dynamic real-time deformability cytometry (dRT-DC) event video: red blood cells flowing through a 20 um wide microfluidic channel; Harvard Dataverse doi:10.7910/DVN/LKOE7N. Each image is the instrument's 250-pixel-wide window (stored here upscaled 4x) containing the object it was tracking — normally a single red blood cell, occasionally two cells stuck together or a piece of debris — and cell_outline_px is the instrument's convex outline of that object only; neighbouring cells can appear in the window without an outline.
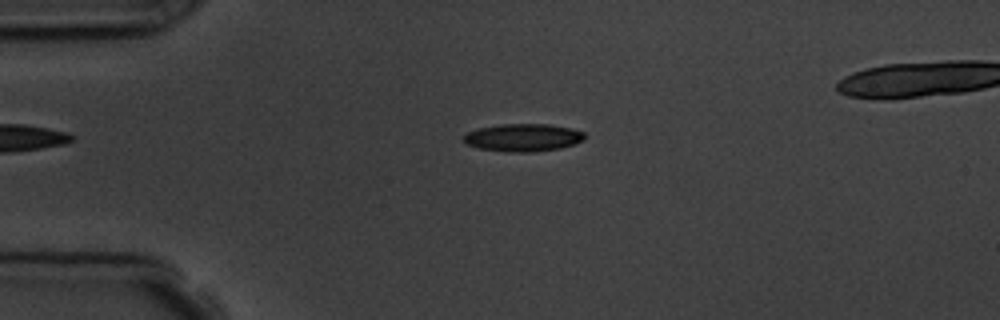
{"species": "common noctule bat (a hibernating species)", "species_latin": "Nyctalus noctula", "temperature_condition": "room temperature", "stored_images_in_passage": 5, "camera_frame_rate_fps": 3000, "um_per_image_px": 0.085, "animal": {"sex": "male", "body_mass_g": 19.5, "forearm_length_mm": 54.6}, "frame": {"image": 1, "passage_image": 3, "time_ms": 2.333, "image_size_px": [1000, 320], "cell_outline_px": [[584, 140], [560, 148], [532, 152], [512, 152], [480, 148], [468, 144], [464, 140], [464, 136], [468, 132], [480, 128], [500, 124], [548, 124], [572, 128], [584, 132]], "centroid_in_image_um": [44.5, 11.68], "position_along_channel_um": 40.5, "area_um2": 19.25}}